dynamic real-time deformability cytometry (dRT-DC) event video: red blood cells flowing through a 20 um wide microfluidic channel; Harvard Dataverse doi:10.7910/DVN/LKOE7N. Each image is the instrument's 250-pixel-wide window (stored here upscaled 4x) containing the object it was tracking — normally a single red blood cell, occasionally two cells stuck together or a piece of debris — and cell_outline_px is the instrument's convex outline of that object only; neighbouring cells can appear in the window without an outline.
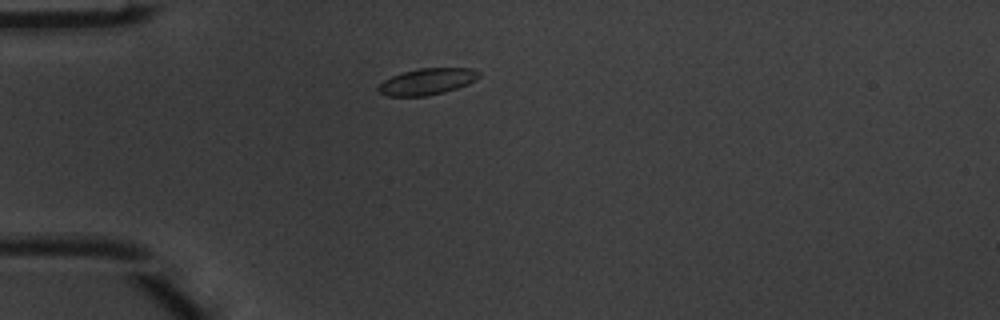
{"species": "common noctule bat (a hibernating species)", "species_latin": "Nyctalus noctula", "temperature_condition": "warm", "stored_images_in_passage": 6, "camera_frame_rate_fps": 3000, "um_per_image_px": 0.085, "animal": {"sex": "male", "body_mass_g": 20.1, "forearm_length_mm": 53.5}, "frame": {"image": 1, "passage_image": 6, "time_ms": 1.667, "image_size_px": [1000, 320], "cell_outline_px": [[480, 76], [476, 80], [468, 84], [444, 92], [424, 96], [388, 96], [380, 92], [376, 88], [384, 80], [400, 72], [420, 68], [472, 68], [480, 72]], "centroid_in_image_um": [36.31, 6.92], "position_along_channel_um": 48.7, "area_um2": 15.49}}